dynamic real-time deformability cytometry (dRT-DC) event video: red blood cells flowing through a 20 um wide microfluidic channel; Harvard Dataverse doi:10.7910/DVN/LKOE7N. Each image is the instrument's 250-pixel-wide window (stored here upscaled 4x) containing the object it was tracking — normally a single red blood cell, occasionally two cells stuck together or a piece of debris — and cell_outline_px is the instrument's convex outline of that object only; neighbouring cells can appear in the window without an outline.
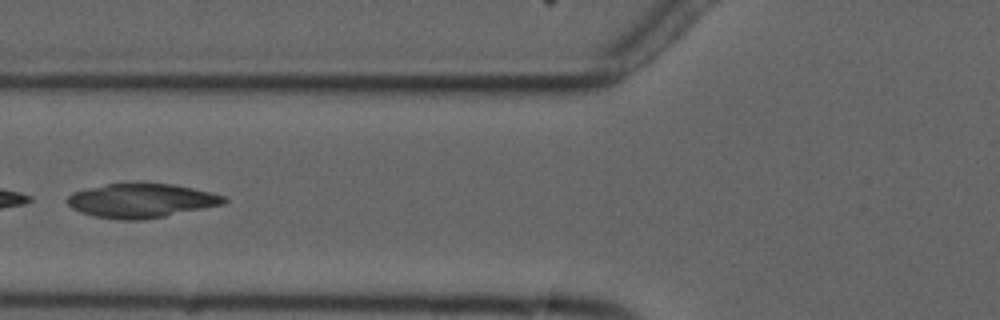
{"species": "common noctule bat (a hibernating species)", "species_latin": "Nyctalus noctula", "temperature_condition": "cold", "stored_images_in_passage": 6, "camera_frame_rate_fps": 3000, "um_per_image_px": 0.085, "animal": {"sex": "male", "forearm_length_mm": 52.5}, "frame": {"image": 1, "passage_image": 5, "time_ms": 6.333, "image_size_px": [1000, 320], "cell_outline_px": [[228, 200], [224, 204], [164, 216], [140, 220], [120, 220], [96, 216], [80, 212], [72, 208], [64, 200], [72, 192], [108, 184], [172, 184], [212, 192], [224, 196]], "centroid_in_image_um": [12.0, 17.06], "position_along_channel_um": 113.8, "area_um2": 30.75}}
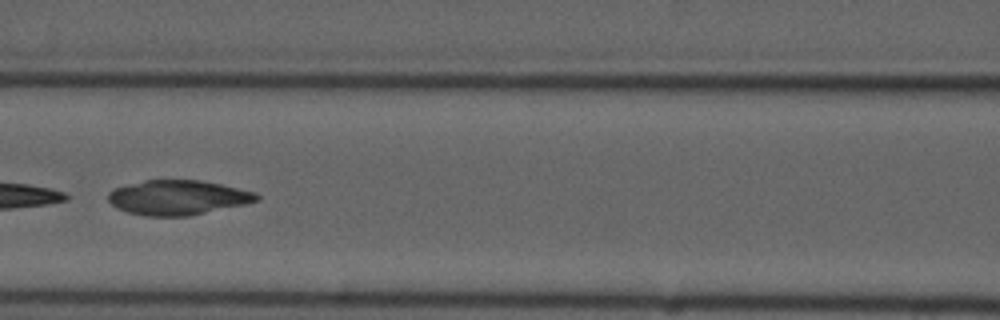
{"frame": {"image": 2, "passage_image": 6, "time_ms": 7.333, "image_size_px": [1000, 320], "cell_outline_px": [[260, 200], [244, 204], [188, 216], [144, 216], [128, 212], [116, 208], [108, 200], [108, 192], [116, 188], [128, 184], [144, 180], [200, 180], [220, 184], [256, 192], [260, 196]], "centroid_in_image_um": [15.11, 16.79], "position_along_channel_um": 151.5, "area_um2": 29.94}}